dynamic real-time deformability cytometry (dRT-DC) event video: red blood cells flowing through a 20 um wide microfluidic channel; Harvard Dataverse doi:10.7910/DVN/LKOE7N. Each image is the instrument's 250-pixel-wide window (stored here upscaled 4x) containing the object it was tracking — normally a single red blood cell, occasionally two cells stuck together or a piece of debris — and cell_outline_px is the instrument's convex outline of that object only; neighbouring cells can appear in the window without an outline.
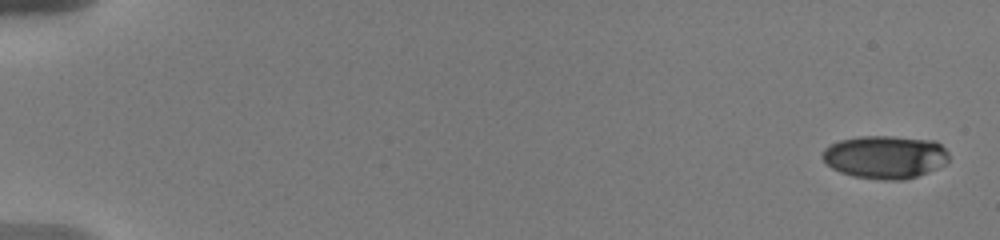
{"species": "human", "species_latin": "Homo sapiens", "temperature_condition": "warm", "stored_images_in_passage": 16, "camera_frame_rate_fps": 3000, "um_per_image_px": 0.085, "donor": {"sex": "male"}, "frame": {"image": 1, "passage_image": 1, "time_ms": 0.0, "image_size_px": [1000, 240], "cell_outline_px": [[948, 160], [944, 164], [928, 172], [904, 180], [880, 180], [852, 176], [840, 172], [832, 168], [824, 160], [824, 148], [840, 140], [860, 136], [892, 136], [936, 140], [948, 152]], "centroid_in_image_um": [75.25, 13.34], "position_along_channel_um": 9.7, "area_um2": 31.67}}
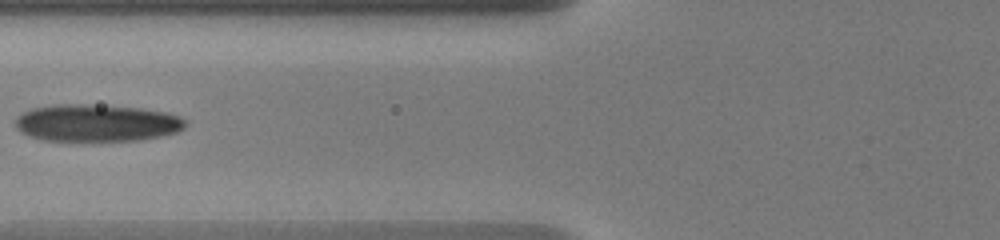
{"frame": {"image": 2, "passage_image": 13, "time_ms": 7.667, "image_size_px": [1000, 240], "cell_outline_px": [[188, 120], [184, 128], [176, 132], [136, 140], [44, 140], [28, 136], [20, 132], [16, 128], [16, 116], [32, 108], [52, 104], [88, 104], [144, 108], [168, 112], [180, 116]], "centroid_in_image_um": [8.21, 10.43], "position_along_channel_um": 117.6, "area_um2": 36.93}}
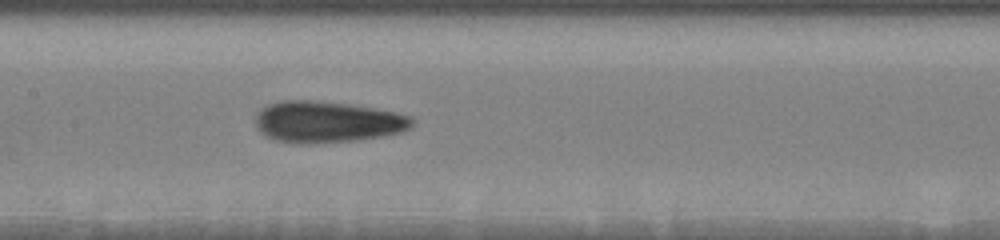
{"frame": {"image": 3, "passage_image": 16, "time_ms": 9.333, "image_size_px": [1000, 240], "cell_outline_px": [[416, 120], [412, 128], [404, 132], [384, 136], [356, 140], [304, 144], [300, 144], [272, 140], [260, 132], [256, 128], [256, 112], [260, 108], [268, 104], [284, 100], [312, 100], [348, 104], [396, 112], [412, 116]], "centroid_in_image_um": [27.83, 10.37], "position_along_channel_um": 179.6, "area_um2": 38.26}}